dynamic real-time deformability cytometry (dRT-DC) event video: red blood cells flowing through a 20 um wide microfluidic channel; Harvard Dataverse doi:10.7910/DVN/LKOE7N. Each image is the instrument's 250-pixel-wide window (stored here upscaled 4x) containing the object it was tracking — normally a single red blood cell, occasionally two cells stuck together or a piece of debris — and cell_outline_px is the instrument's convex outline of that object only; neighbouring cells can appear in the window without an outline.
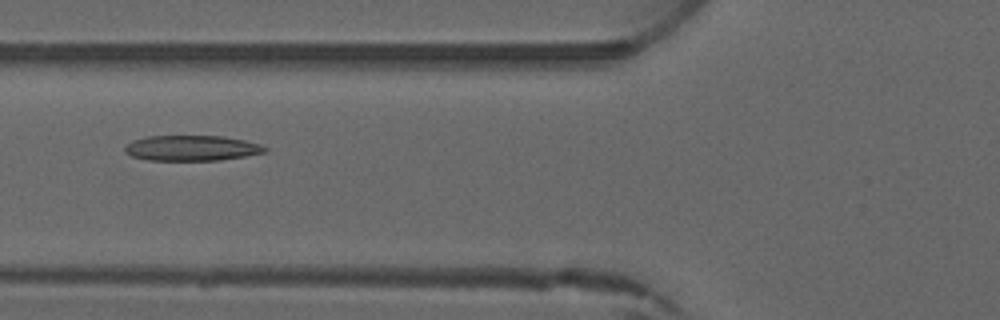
{"species": "common noctule bat (a hibernating species)", "species_latin": "Nyctalus noctula", "temperature_condition": "warm", "stored_images_in_passage": 7, "camera_frame_rate_fps": 3000, "um_per_image_px": 0.085, "animal": {"sex": "male", "forearm_length_mm": 52.5}, "frame": {"image": 1, "passage_image": 7, "time_ms": 7.0, "image_size_px": [1000, 320], "cell_outline_px": [[268, 152], [220, 160], [148, 160], [132, 156], [124, 152], [124, 144], [132, 140], [148, 136], [224, 136], [244, 140], [260, 144], [268, 148]], "centroid_in_image_um": [16.28, 12.58], "position_along_channel_um": 109.5, "area_um2": 20.87}}